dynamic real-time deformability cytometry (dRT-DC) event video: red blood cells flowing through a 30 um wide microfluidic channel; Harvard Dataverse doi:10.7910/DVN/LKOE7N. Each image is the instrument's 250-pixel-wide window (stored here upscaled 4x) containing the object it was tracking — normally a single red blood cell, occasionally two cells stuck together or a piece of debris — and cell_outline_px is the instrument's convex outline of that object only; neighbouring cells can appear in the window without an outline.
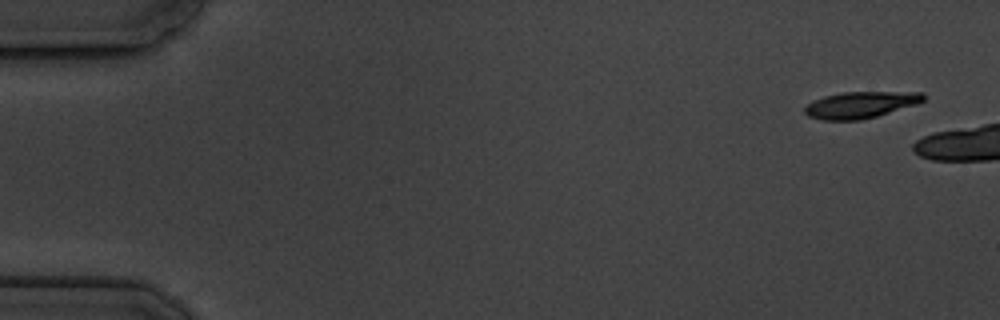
{"species": "common noctule bat (a hibernating species)", "species_latin": "Nyctalus noctula", "temperature_condition": "cold", "stored_images_in_passage": 3, "camera_frame_rate_fps": 3000, "um_per_image_px": 0.085, "animal": {"sex": "male", "body_mass_g": 19.5, "forearm_length_mm": 54.6}, "frame": {"image": 1, "passage_image": 1, "time_ms": 0.0, "image_size_px": [1000, 320], "cell_outline_px": [[924, 100], [916, 104], [876, 116], [860, 120], [824, 120], [808, 116], [804, 112], [804, 108], [808, 104], [824, 96], [840, 92], [924, 92]], "centroid_in_image_um": [73.14, 8.9], "position_along_channel_um": 11.9, "area_um2": 18.15}}